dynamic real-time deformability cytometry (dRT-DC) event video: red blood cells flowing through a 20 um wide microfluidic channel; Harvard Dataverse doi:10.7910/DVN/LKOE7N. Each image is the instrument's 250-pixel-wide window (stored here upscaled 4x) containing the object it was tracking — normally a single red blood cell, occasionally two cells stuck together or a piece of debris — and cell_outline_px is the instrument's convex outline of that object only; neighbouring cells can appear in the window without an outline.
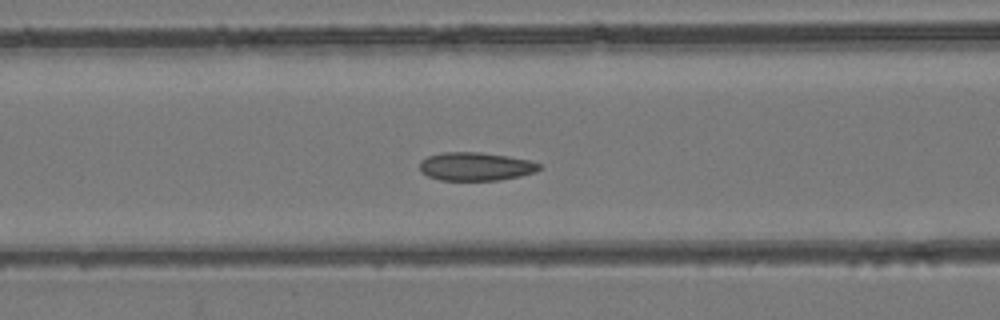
{"species": "common noctule bat (a hibernating species)", "species_latin": "Nyctalus noctula", "temperature_condition": "room temperature", "stored_images_in_passage": 44, "camera_frame_rate_fps": 3000, "um_per_image_px": 0.085, "animal": {"sex": "female", "body_mass_g": 24.6, "forearm_length_mm": 56.2}, "frame": {"image": 1, "passage_image": 12, "time_ms": 3.667, "image_size_px": [1000, 320], "cell_outline_px": [[544, 164], [536, 172], [520, 176], [500, 180], [440, 180], [428, 176], [420, 172], [420, 160], [428, 156], [444, 152], [480, 152], [508, 156], [528, 160]], "centroid_in_image_um": [40.44, 14.15], "position_along_channel_um": 126.2, "area_um2": 19.88}}
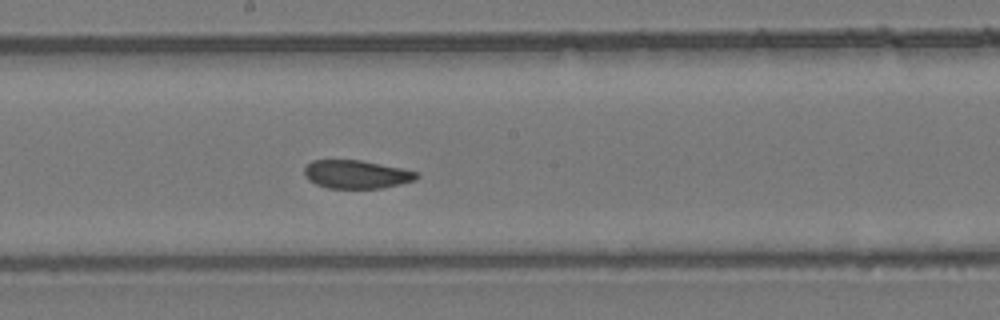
{"frame": {"image": 2, "passage_image": 19, "time_ms": 6.0, "image_size_px": [1000, 320], "cell_outline_px": [[420, 176], [416, 180], [400, 184], [380, 188], [328, 188], [316, 184], [308, 180], [304, 176], [304, 168], [312, 160], [360, 160], [420, 172]], "centroid_in_image_um": [30.3, 14.82], "position_along_channel_um": 217.9, "area_um2": 18.55}}
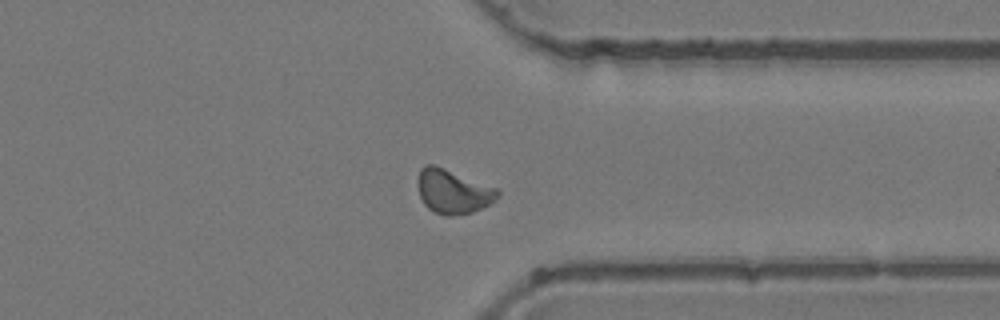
{"frame": {"image": 3, "passage_image": 31, "time_ms": 10.0, "image_size_px": [1000, 320], "cell_outline_px": [[500, 192], [496, 200], [472, 212], [448, 216], [444, 216], [432, 212], [424, 204], [420, 196], [416, 184], [416, 180], [420, 168], [424, 164], [436, 164], [496, 188]], "centroid_in_image_um": [38.44, 16.25], "position_along_channel_um": 373.0, "area_um2": 20.75}, "authors_computed_cell_mechanics": {"area_um2": 19.8254, "velocity_mm_per_s": 3.9332, "shape_relaxation_time_tau1_ms": 6.6425, "shape_relaxation_time_tau2_ms": 1.2611, "deformation_change_tau1": 0.1275, "deformation_change_tau2": 0.0518}}